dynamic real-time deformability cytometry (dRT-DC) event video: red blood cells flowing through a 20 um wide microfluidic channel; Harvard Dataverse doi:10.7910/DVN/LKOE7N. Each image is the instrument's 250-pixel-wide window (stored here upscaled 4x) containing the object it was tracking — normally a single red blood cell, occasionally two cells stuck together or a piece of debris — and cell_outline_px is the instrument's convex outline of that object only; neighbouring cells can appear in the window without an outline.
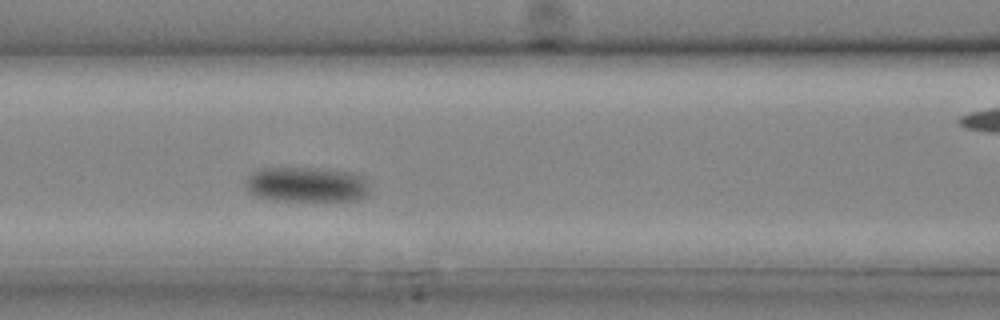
{"species": "common noctule bat (a hibernating species)", "species_latin": "Nyctalus noctula", "temperature_condition": "cold", "stored_images_in_passage": 5, "segment_of_instrument_passage": [1, 2], "camera_frame_rate_fps": 3000, "um_per_image_px": 0.085, "animal": {"sex": "male", "body_mass_g": 20.4}, "frame": {"image": 1, "passage_image": 4, "time_ms": 1.0, "image_size_px": [1000, 320], "cell_outline_px": [[368, 192], [364, 196], [352, 200], [276, 200], [256, 196], [244, 184], [248, 176], [252, 172], [260, 168], [316, 168], [352, 172], [368, 176]], "centroid_in_image_um": [26.09, 15.66], "position_along_channel_um": 140.5, "area_um2": 25.32}}